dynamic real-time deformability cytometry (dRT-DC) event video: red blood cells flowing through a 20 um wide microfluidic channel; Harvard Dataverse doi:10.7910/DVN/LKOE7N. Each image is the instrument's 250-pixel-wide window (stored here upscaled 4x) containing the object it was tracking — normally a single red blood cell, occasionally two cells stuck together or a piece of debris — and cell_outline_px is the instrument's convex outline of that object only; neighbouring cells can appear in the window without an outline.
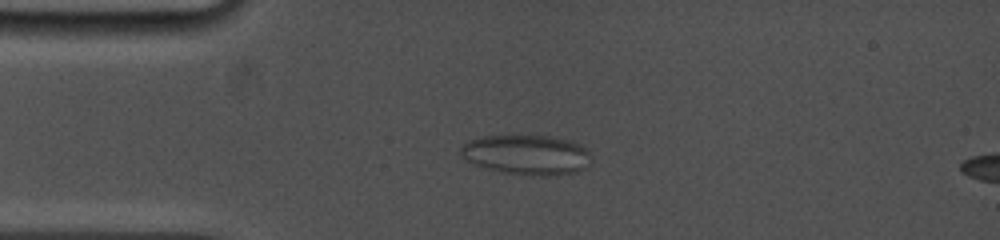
{"species": "common noctule bat (a hibernating species)", "species_latin": "Nyctalus noctula", "temperature_condition": "cold", "stored_images_in_passage": 10, "camera_frame_rate_fps": 5000, "um_per_image_px": 0.085, "animal": {"sex": "female", "body_mass_g": 19.0, "forearm_length_mm": 53.3}, "frame": {"image": 1, "passage_image": 7, "time_ms": 3.2, "image_size_px": [1000, 240], "cell_outline_px": [[592, 160], [588, 168], [576, 172], [540, 176], [504, 172], [472, 164], [460, 156], [460, 148], [464, 144], [472, 140], [484, 136], [548, 136], [572, 140], [580, 144], [592, 156]], "centroid_in_image_um": [44.81, 13.16], "position_along_channel_um": 40.2, "area_um2": 30.29}}